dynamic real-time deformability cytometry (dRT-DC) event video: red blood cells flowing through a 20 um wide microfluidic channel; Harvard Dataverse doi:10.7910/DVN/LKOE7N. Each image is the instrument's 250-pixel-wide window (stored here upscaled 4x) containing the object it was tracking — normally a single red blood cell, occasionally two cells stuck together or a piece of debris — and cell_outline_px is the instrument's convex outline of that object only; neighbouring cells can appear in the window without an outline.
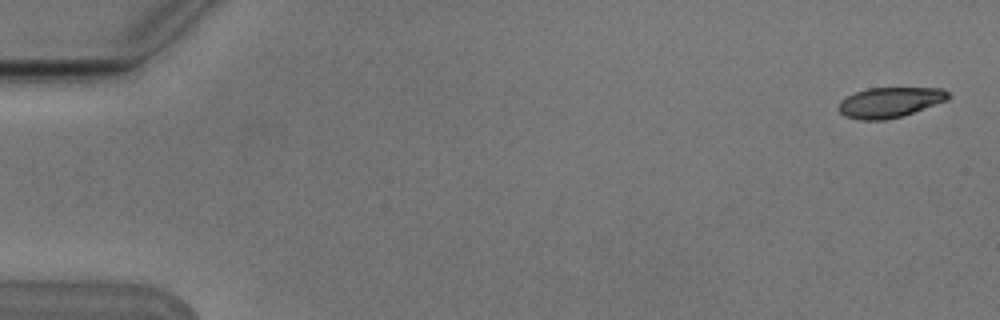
{"species": "Egyptian fruit bat (a non-hibernating species)", "species_latin": "Rousettus aegyptiacus", "temperature_condition": "cold", "stored_images_in_passage": 4, "segment_of_instrument_passage": [2, 2], "camera_frame_rate_fps": 3000, "um_per_image_px": 0.085, "animal": {"sex": "male"}, "frame": {"image": 1, "passage_image": 4, "time_ms": 1.0, "image_size_px": [1000, 320], "cell_outline_px": [[952, 96], [948, 100], [900, 116], [884, 120], [860, 120], [844, 116], [836, 108], [840, 100], [856, 92], [868, 88], [940, 88], [948, 92]], "centroid_in_image_um": [75.6, 8.7], "position_along_channel_um": 9.4, "area_um2": 19.25}}